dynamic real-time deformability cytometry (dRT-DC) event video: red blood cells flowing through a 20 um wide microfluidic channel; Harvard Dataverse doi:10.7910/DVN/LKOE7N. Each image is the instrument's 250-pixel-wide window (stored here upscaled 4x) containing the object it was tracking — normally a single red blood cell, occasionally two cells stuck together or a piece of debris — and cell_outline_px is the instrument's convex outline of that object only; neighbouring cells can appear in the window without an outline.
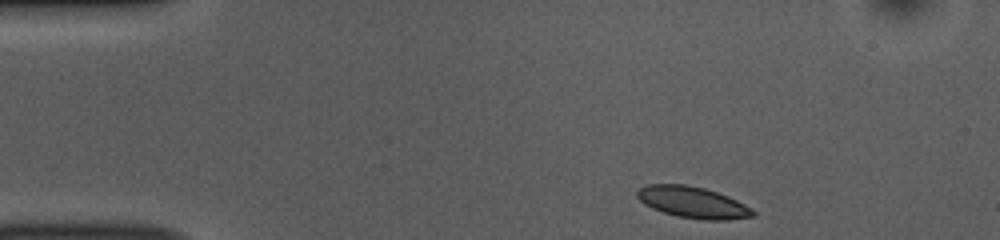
{"species": "common noctule bat (a hibernating species)", "species_latin": "Nyctalus noctula", "temperature_condition": "room temperature", "stored_images_in_passage": 45, "camera_frame_rate_fps": 3000, "um_per_image_px": 0.085, "animal": {"sex": "female", "body_mass_g": 10.0, "forearm_length_mm": 53.1}, "frame": {"image": 1, "passage_image": 1, "time_ms": 0.0, "image_size_px": [1000, 240], "cell_outline_px": [[756, 216], [728, 220], [704, 220], [676, 216], [652, 208], [644, 204], [636, 196], [636, 192], [640, 188], [648, 184], [684, 184], [704, 188], [728, 196], [752, 208], [756, 212]], "centroid_in_image_um": [58.9, 17.2], "position_along_channel_um": 26.1, "area_um2": 21.21}}
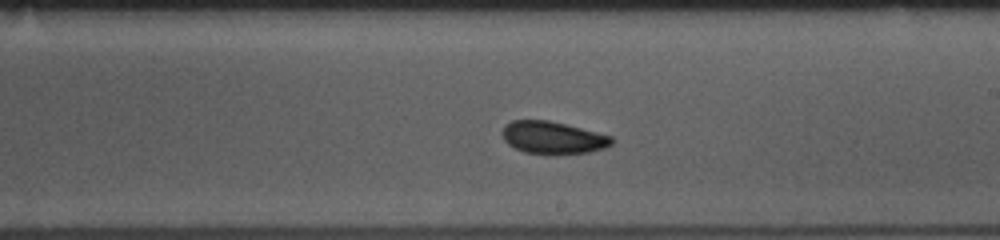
{"frame": {"image": 2, "passage_image": 23, "time_ms": 7.333, "image_size_px": [1000, 240], "cell_outline_px": [[612, 144], [604, 148], [588, 152], [556, 156], [552, 156], [524, 152], [508, 144], [504, 140], [500, 132], [504, 124], [512, 120], [548, 120], [612, 136]], "centroid_in_image_um": [46.94, 11.72], "position_along_channel_um": 242.1, "area_um2": 21.04}}
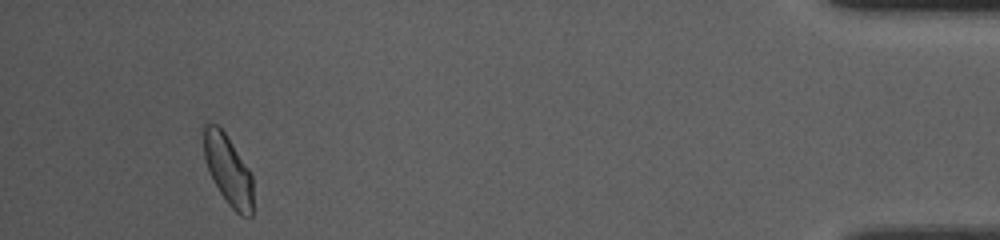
{"frame": {"image": 3, "passage_image": 42, "time_ms": 13.667, "image_size_px": [1000, 240], "cell_outline_px": [[252, 216], [240, 216], [228, 204], [220, 192], [208, 168], [204, 156], [200, 128], [200, 124], [216, 124], [224, 132], [248, 168], [252, 176]], "centroid_in_image_um": [19.35, 14.39], "position_along_channel_um": 415.9, "area_um2": 20.06}, "authors_computed_cell_mechanics": {"area_um2": 20.6346, "velocity_mm_per_s": 3.8034, "shape_relaxation_time_tau1_ms": 4.5052, "shape_relaxation_time_tau2_ms": 1.5232, "deformation_change_tau1": 0.0785, "deformation_change_tau2": 0.0605}}